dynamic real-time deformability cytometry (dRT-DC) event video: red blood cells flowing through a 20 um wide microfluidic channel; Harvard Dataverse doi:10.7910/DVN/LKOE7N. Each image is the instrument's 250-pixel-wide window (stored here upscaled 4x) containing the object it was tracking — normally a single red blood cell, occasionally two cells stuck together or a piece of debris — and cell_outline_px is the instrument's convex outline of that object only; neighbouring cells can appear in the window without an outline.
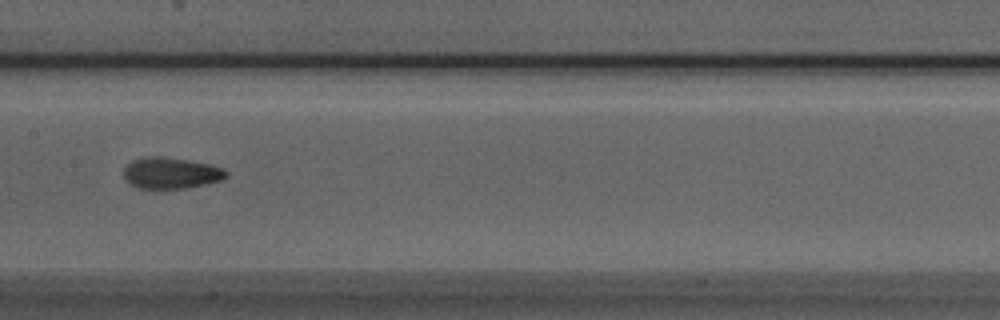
{"species": "Egyptian fruit bat (a non-hibernating species)", "species_latin": "Rousettus aegyptiacus", "temperature_condition": "room temperature", "stored_images_in_passage": 7, "camera_frame_rate_fps": 3000, "um_per_image_px": 0.085, "animal": {"sex": "male"}, "frame": {"image": 1, "passage_image": 7, "time_ms": 2.0, "image_size_px": [1000, 320], "cell_outline_px": [[228, 176], [220, 180], [204, 184], [184, 188], [136, 188], [128, 184], [124, 180], [124, 168], [132, 160], [144, 156], [164, 156], [208, 164], [224, 168], [228, 172]], "centroid_in_image_um": [14.48, 14.7], "position_along_channel_um": 192.9, "area_um2": 18.73}}